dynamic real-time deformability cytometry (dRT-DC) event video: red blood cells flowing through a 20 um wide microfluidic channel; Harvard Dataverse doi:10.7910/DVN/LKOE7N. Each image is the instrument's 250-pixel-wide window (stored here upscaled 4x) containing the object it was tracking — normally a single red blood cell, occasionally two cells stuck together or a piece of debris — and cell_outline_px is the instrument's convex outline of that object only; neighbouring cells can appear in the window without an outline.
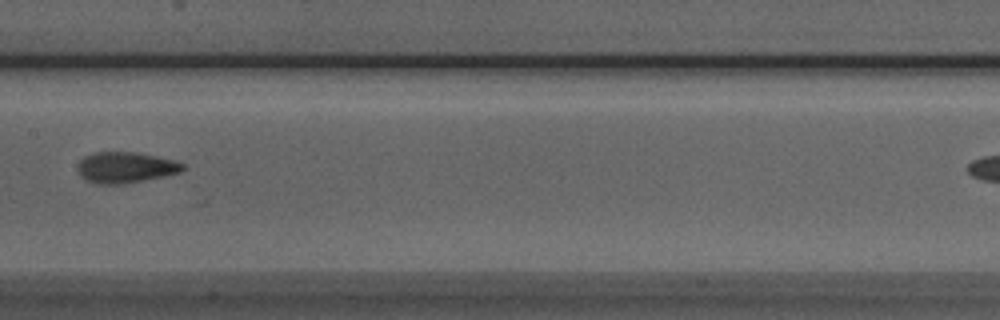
{"species": "Egyptian fruit bat (a non-hibernating species)", "species_latin": "Rousettus aegyptiacus", "temperature_condition": "room temperature", "stored_images_in_passage": 8, "segment_of_instrument_passage": [1, 2], "camera_frame_rate_fps": 3000, "um_per_image_px": 0.085, "animal": {"sex": "male"}, "frame": {"image": 1, "passage_image": 7, "time_ms": 7.0, "image_size_px": [1000, 320], "cell_outline_px": [[184, 168], [180, 172], [164, 176], [124, 184], [96, 184], [80, 176], [80, 160], [84, 156], [96, 152], [136, 152], [156, 156], [172, 160], [184, 164]], "centroid_in_image_um": [10.68, 14.23], "position_along_channel_um": 196.7, "area_um2": 18.67}}